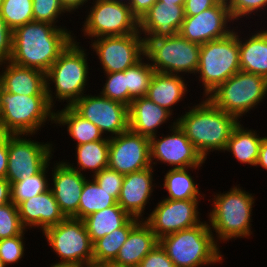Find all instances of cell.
<instances>
[{
    "label": "cell",
    "instance_id": "10",
    "mask_svg": "<svg viewBox=\"0 0 267 267\" xmlns=\"http://www.w3.org/2000/svg\"><path fill=\"white\" fill-rule=\"evenodd\" d=\"M43 233L61 263L93 267V243L83 220L68 217Z\"/></svg>",
    "mask_w": 267,
    "mask_h": 267
},
{
    "label": "cell",
    "instance_id": "46",
    "mask_svg": "<svg viewBox=\"0 0 267 267\" xmlns=\"http://www.w3.org/2000/svg\"><path fill=\"white\" fill-rule=\"evenodd\" d=\"M220 0H185L184 15L194 16L214 7Z\"/></svg>",
    "mask_w": 267,
    "mask_h": 267
},
{
    "label": "cell",
    "instance_id": "26",
    "mask_svg": "<svg viewBox=\"0 0 267 267\" xmlns=\"http://www.w3.org/2000/svg\"><path fill=\"white\" fill-rule=\"evenodd\" d=\"M186 86L180 75L155 72L146 97L172 114L170 108L182 99Z\"/></svg>",
    "mask_w": 267,
    "mask_h": 267
},
{
    "label": "cell",
    "instance_id": "19",
    "mask_svg": "<svg viewBox=\"0 0 267 267\" xmlns=\"http://www.w3.org/2000/svg\"><path fill=\"white\" fill-rule=\"evenodd\" d=\"M56 164L52 174L54 187L50 189L64 216L78 219L80 195L87 179L82 173L68 166L66 162L61 161Z\"/></svg>",
    "mask_w": 267,
    "mask_h": 267
},
{
    "label": "cell",
    "instance_id": "55",
    "mask_svg": "<svg viewBox=\"0 0 267 267\" xmlns=\"http://www.w3.org/2000/svg\"><path fill=\"white\" fill-rule=\"evenodd\" d=\"M0 267H6V265L0 260Z\"/></svg>",
    "mask_w": 267,
    "mask_h": 267
},
{
    "label": "cell",
    "instance_id": "41",
    "mask_svg": "<svg viewBox=\"0 0 267 267\" xmlns=\"http://www.w3.org/2000/svg\"><path fill=\"white\" fill-rule=\"evenodd\" d=\"M24 231L15 237L0 240V260L5 264L17 263L23 257Z\"/></svg>",
    "mask_w": 267,
    "mask_h": 267
},
{
    "label": "cell",
    "instance_id": "56",
    "mask_svg": "<svg viewBox=\"0 0 267 267\" xmlns=\"http://www.w3.org/2000/svg\"><path fill=\"white\" fill-rule=\"evenodd\" d=\"M129 1V2H128ZM126 1V5L130 7L131 0ZM128 2V3H127Z\"/></svg>",
    "mask_w": 267,
    "mask_h": 267
},
{
    "label": "cell",
    "instance_id": "53",
    "mask_svg": "<svg viewBox=\"0 0 267 267\" xmlns=\"http://www.w3.org/2000/svg\"><path fill=\"white\" fill-rule=\"evenodd\" d=\"M160 2L173 3L176 5H185V0H157Z\"/></svg>",
    "mask_w": 267,
    "mask_h": 267
},
{
    "label": "cell",
    "instance_id": "12",
    "mask_svg": "<svg viewBox=\"0 0 267 267\" xmlns=\"http://www.w3.org/2000/svg\"><path fill=\"white\" fill-rule=\"evenodd\" d=\"M20 136L21 134H8L6 179L10 184L37 174L52 157L51 144H41Z\"/></svg>",
    "mask_w": 267,
    "mask_h": 267
},
{
    "label": "cell",
    "instance_id": "32",
    "mask_svg": "<svg viewBox=\"0 0 267 267\" xmlns=\"http://www.w3.org/2000/svg\"><path fill=\"white\" fill-rule=\"evenodd\" d=\"M77 163L78 168L66 163L72 169L81 173L82 170L92 169L94 174L108 167L109 159V140H98L90 143L77 145ZM81 166V167H80Z\"/></svg>",
    "mask_w": 267,
    "mask_h": 267
},
{
    "label": "cell",
    "instance_id": "17",
    "mask_svg": "<svg viewBox=\"0 0 267 267\" xmlns=\"http://www.w3.org/2000/svg\"><path fill=\"white\" fill-rule=\"evenodd\" d=\"M233 18L226 0H220L214 7L194 16H185L179 34L190 42L199 45L211 40L221 39L232 33L226 27Z\"/></svg>",
    "mask_w": 267,
    "mask_h": 267
},
{
    "label": "cell",
    "instance_id": "42",
    "mask_svg": "<svg viewBox=\"0 0 267 267\" xmlns=\"http://www.w3.org/2000/svg\"><path fill=\"white\" fill-rule=\"evenodd\" d=\"M124 176L125 175L107 167L93 175V178L102 189H105L110 195L118 200Z\"/></svg>",
    "mask_w": 267,
    "mask_h": 267
},
{
    "label": "cell",
    "instance_id": "31",
    "mask_svg": "<svg viewBox=\"0 0 267 267\" xmlns=\"http://www.w3.org/2000/svg\"><path fill=\"white\" fill-rule=\"evenodd\" d=\"M139 220L132 217L123 227L113 230L93 243V267L111 263L116 258L119 249L128 238L130 230Z\"/></svg>",
    "mask_w": 267,
    "mask_h": 267
},
{
    "label": "cell",
    "instance_id": "11",
    "mask_svg": "<svg viewBox=\"0 0 267 267\" xmlns=\"http://www.w3.org/2000/svg\"><path fill=\"white\" fill-rule=\"evenodd\" d=\"M96 2V3H95ZM84 23V34L96 39L139 32V20L123 0H96Z\"/></svg>",
    "mask_w": 267,
    "mask_h": 267
},
{
    "label": "cell",
    "instance_id": "5",
    "mask_svg": "<svg viewBox=\"0 0 267 267\" xmlns=\"http://www.w3.org/2000/svg\"><path fill=\"white\" fill-rule=\"evenodd\" d=\"M78 45L73 40L45 73L46 93L52 107L54 98L49 81L55 85L56 99L67 100V106H72L84 94L89 68L85 51Z\"/></svg>",
    "mask_w": 267,
    "mask_h": 267
},
{
    "label": "cell",
    "instance_id": "1",
    "mask_svg": "<svg viewBox=\"0 0 267 267\" xmlns=\"http://www.w3.org/2000/svg\"><path fill=\"white\" fill-rule=\"evenodd\" d=\"M73 40L67 29L33 20L13 31L10 61L46 73Z\"/></svg>",
    "mask_w": 267,
    "mask_h": 267
},
{
    "label": "cell",
    "instance_id": "29",
    "mask_svg": "<svg viewBox=\"0 0 267 267\" xmlns=\"http://www.w3.org/2000/svg\"><path fill=\"white\" fill-rule=\"evenodd\" d=\"M54 123L67 125L69 135L77 141V145L90 143L98 140H110L109 137L103 138L100 129L80 116L71 106H67L55 113ZM108 138V139H107Z\"/></svg>",
    "mask_w": 267,
    "mask_h": 267
},
{
    "label": "cell",
    "instance_id": "52",
    "mask_svg": "<svg viewBox=\"0 0 267 267\" xmlns=\"http://www.w3.org/2000/svg\"><path fill=\"white\" fill-rule=\"evenodd\" d=\"M50 267H84V266H81V265H78V264H73V263H61V262H58L56 264H52V266Z\"/></svg>",
    "mask_w": 267,
    "mask_h": 267
},
{
    "label": "cell",
    "instance_id": "36",
    "mask_svg": "<svg viewBox=\"0 0 267 267\" xmlns=\"http://www.w3.org/2000/svg\"><path fill=\"white\" fill-rule=\"evenodd\" d=\"M141 59L134 66L125 70L128 89V107L133 99L147 95V91L155 70L150 63Z\"/></svg>",
    "mask_w": 267,
    "mask_h": 267
},
{
    "label": "cell",
    "instance_id": "49",
    "mask_svg": "<svg viewBox=\"0 0 267 267\" xmlns=\"http://www.w3.org/2000/svg\"><path fill=\"white\" fill-rule=\"evenodd\" d=\"M11 201V184L6 178H0V206Z\"/></svg>",
    "mask_w": 267,
    "mask_h": 267
},
{
    "label": "cell",
    "instance_id": "18",
    "mask_svg": "<svg viewBox=\"0 0 267 267\" xmlns=\"http://www.w3.org/2000/svg\"><path fill=\"white\" fill-rule=\"evenodd\" d=\"M172 134L157 139V135L150 138V162L157 159L163 163L178 168H199L205 159L196 150L180 127L173 123Z\"/></svg>",
    "mask_w": 267,
    "mask_h": 267
},
{
    "label": "cell",
    "instance_id": "45",
    "mask_svg": "<svg viewBox=\"0 0 267 267\" xmlns=\"http://www.w3.org/2000/svg\"><path fill=\"white\" fill-rule=\"evenodd\" d=\"M13 31L7 26L6 21L0 16V65L10 61L12 55Z\"/></svg>",
    "mask_w": 267,
    "mask_h": 267
},
{
    "label": "cell",
    "instance_id": "4",
    "mask_svg": "<svg viewBox=\"0 0 267 267\" xmlns=\"http://www.w3.org/2000/svg\"><path fill=\"white\" fill-rule=\"evenodd\" d=\"M48 96H25L0 90V132L35 134L47 119L54 121L55 112Z\"/></svg>",
    "mask_w": 267,
    "mask_h": 267
},
{
    "label": "cell",
    "instance_id": "23",
    "mask_svg": "<svg viewBox=\"0 0 267 267\" xmlns=\"http://www.w3.org/2000/svg\"><path fill=\"white\" fill-rule=\"evenodd\" d=\"M141 218L129 233L125 243L111 262L122 267H138L142 259L159 244L150 226Z\"/></svg>",
    "mask_w": 267,
    "mask_h": 267
},
{
    "label": "cell",
    "instance_id": "8",
    "mask_svg": "<svg viewBox=\"0 0 267 267\" xmlns=\"http://www.w3.org/2000/svg\"><path fill=\"white\" fill-rule=\"evenodd\" d=\"M238 33L211 40L200 46L199 66L196 73L204 85L205 96L224 83L240 69Z\"/></svg>",
    "mask_w": 267,
    "mask_h": 267
},
{
    "label": "cell",
    "instance_id": "14",
    "mask_svg": "<svg viewBox=\"0 0 267 267\" xmlns=\"http://www.w3.org/2000/svg\"><path fill=\"white\" fill-rule=\"evenodd\" d=\"M150 139L127 130L109 140L108 168L123 175L151 167Z\"/></svg>",
    "mask_w": 267,
    "mask_h": 267
},
{
    "label": "cell",
    "instance_id": "37",
    "mask_svg": "<svg viewBox=\"0 0 267 267\" xmlns=\"http://www.w3.org/2000/svg\"><path fill=\"white\" fill-rule=\"evenodd\" d=\"M0 16L6 21L7 26L14 31L34 20L33 2L32 0H3Z\"/></svg>",
    "mask_w": 267,
    "mask_h": 267
},
{
    "label": "cell",
    "instance_id": "51",
    "mask_svg": "<svg viewBox=\"0 0 267 267\" xmlns=\"http://www.w3.org/2000/svg\"><path fill=\"white\" fill-rule=\"evenodd\" d=\"M61 4L65 8L67 12H72V10L77 9L81 5L83 6L84 3L88 2V0H60Z\"/></svg>",
    "mask_w": 267,
    "mask_h": 267
},
{
    "label": "cell",
    "instance_id": "48",
    "mask_svg": "<svg viewBox=\"0 0 267 267\" xmlns=\"http://www.w3.org/2000/svg\"><path fill=\"white\" fill-rule=\"evenodd\" d=\"M156 1L157 0H131L130 9L133 15L140 20Z\"/></svg>",
    "mask_w": 267,
    "mask_h": 267
},
{
    "label": "cell",
    "instance_id": "43",
    "mask_svg": "<svg viewBox=\"0 0 267 267\" xmlns=\"http://www.w3.org/2000/svg\"><path fill=\"white\" fill-rule=\"evenodd\" d=\"M233 20L267 7V0H226Z\"/></svg>",
    "mask_w": 267,
    "mask_h": 267
},
{
    "label": "cell",
    "instance_id": "6",
    "mask_svg": "<svg viewBox=\"0 0 267 267\" xmlns=\"http://www.w3.org/2000/svg\"><path fill=\"white\" fill-rule=\"evenodd\" d=\"M212 211L209 214L210 229L223 241L251 235V212L254 199L252 194L236 186L230 191L214 196Z\"/></svg>",
    "mask_w": 267,
    "mask_h": 267
},
{
    "label": "cell",
    "instance_id": "50",
    "mask_svg": "<svg viewBox=\"0 0 267 267\" xmlns=\"http://www.w3.org/2000/svg\"><path fill=\"white\" fill-rule=\"evenodd\" d=\"M258 165L267 170V137H262L260 152L255 166Z\"/></svg>",
    "mask_w": 267,
    "mask_h": 267
},
{
    "label": "cell",
    "instance_id": "9",
    "mask_svg": "<svg viewBox=\"0 0 267 267\" xmlns=\"http://www.w3.org/2000/svg\"><path fill=\"white\" fill-rule=\"evenodd\" d=\"M200 46L179 33L168 38L144 37V56L152 61L150 64L155 72L195 74L199 66Z\"/></svg>",
    "mask_w": 267,
    "mask_h": 267
},
{
    "label": "cell",
    "instance_id": "7",
    "mask_svg": "<svg viewBox=\"0 0 267 267\" xmlns=\"http://www.w3.org/2000/svg\"><path fill=\"white\" fill-rule=\"evenodd\" d=\"M209 94L206 97L215 107L239 119L262 102L267 94V79L239 71Z\"/></svg>",
    "mask_w": 267,
    "mask_h": 267
},
{
    "label": "cell",
    "instance_id": "33",
    "mask_svg": "<svg viewBox=\"0 0 267 267\" xmlns=\"http://www.w3.org/2000/svg\"><path fill=\"white\" fill-rule=\"evenodd\" d=\"M118 204L117 200L94 180H86L80 195L78 207V219L83 220L87 216Z\"/></svg>",
    "mask_w": 267,
    "mask_h": 267
},
{
    "label": "cell",
    "instance_id": "34",
    "mask_svg": "<svg viewBox=\"0 0 267 267\" xmlns=\"http://www.w3.org/2000/svg\"><path fill=\"white\" fill-rule=\"evenodd\" d=\"M188 168H171L164 176V187L168 190L170 200L199 199V188L188 174Z\"/></svg>",
    "mask_w": 267,
    "mask_h": 267
},
{
    "label": "cell",
    "instance_id": "24",
    "mask_svg": "<svg viewBox=\"0 0 267 267\" xmlns=\"http://www.w3.org/2000/svg\"><path fill=\"white\" fill-rule=\"evenodd\" d=\"M1 73L2 89L8 93L25 96H47L45 73L14 64L11 61Z\"/></svg>",
    "mask_w": 267,
    "mask_h": 267
},
{
    "label": "cell",
    "instance_id": "21",
    "mask_svg": "<svg viewBox=\"0 0 267 267\" xmlns=\"http://www.w3.org/2000/svg\"><path fill=\"white\" fill-rule=\"evenodd\" d=\"M17 208L21 224L25 229L28 226H40L44 232L66 218L60 211L51 189L21 202Z\"/></svg>",
    "mask_w": 267,
    "mask_h": 267
},
{
    "label": "cell",
    "instance_id": "20",
    "mask_svg": "<svg viewBox=\"0 0 267 267\" xmlns=\"http://www.w3.org/2000/svg\"><path fill=\"white\" fill-rule=\"evenodd\" d=\"M184 17V5L156 1L139 20V32L146 38L172 37L179 32Z\"/></svg>",
    "mask_w": 267,
    "mask_h": 267
},
{
    "label": "cell",
    "instance_id": "16",
    "mask_svg": "<svg viewBox=\"0 0 267 267\" xmlns=\"http://www.w3.org/2000/svg\"><path fill=\"white\" fill-rule=\"evenodd\" d=\"M198 200L163 199L145 222L158 239L180 230L195 227L202 223L198 217Z\"/></svg>",
    "mask_w": 267,
    "mask_h": 267
},
{
    "label": "cell",
    "instance_id": "13",
    "mask_svg": "<svg viewBox=\"0 0 267 267\" xmlns=\"http://www.w3.org/2000/svg\"><path fill=\"white\" fill-rule=\"evenodd\" d=\"M140 33L97 38L91 44L99 56L104 72H122L139 62L144 56V38Z\"/></svg>",
    "mask_w": 267,
    "mask_h": 267
},
{
    "label": "cell",
    "instance_id": "40",
    "mask_svg": "<svg viewBox=\"0 0 267 267\" xmlns=\"http://www.w3.org/2000/svg\"><path fill=\"white\" fill-rule=\"evenodd\" d=\"M34 21L54 24L56 19L66 10L60 0H32Z\"/></svg>",
    "mask_w": 267,
    "mask_h": 267
},
{
    "label": "cell",
    "instance_id": "25",
    "mask_svg": "<svg viewBox=\"0 0 267 267\" xmlns=\"http://www.w3.org/2000/svg\"><path fill=\"white\" fill-rule=\"evenodd\" d=\"M128 113L129 130L149 139L156 136V129L172 115L146 96L133 99Z\"/></svg>",
    "mask_w": 267,
    "mask_h": 267
},
{
    "label": "cell",
    "instance_id": "35",
    "mask_svg": "<svg viewBox=\"0 0 267 267\" xmlns=\"http://www.w3.org/2000/svg\"><path fill=\"white\" fill-rule=\"evenodd\" d=\"M48 162L37 174L29 178H22L20 181L11 183V201L16 206L40 193L49 190L46 173L49 166Z\"/></svg>",
    "mask_w": 267,
    "mask_h": 267
},
{
    "label": "cell",
    "instance_id": "47",
    "mask_svg": "<svg viewBox=\"0 0 267 267\" xmlns=\"http://www.w3.org/2000/svg\"><path fill=\"white\" fill-rule=\"evenodd\" d=\"M8 163V134L0 132V178H6Z\"/></svg>",
    "mask_w": 267,
    "mask_h": 267
},
{
    "label": "cell",
    "instance_id": "28",
    "mask_svg": "<svg viewBox=\"0 0 267 267\" xmlns=\"http://www.w3.org/2000/svg\"><path fill=\"white\" fill-rule=\"evenodd\" d=\"M131 218L119 204H116L87 216L83 222L91 242L94 243L113 230L123 227Z\"/></svg>",
    "mask_w": 267,
    "mask_h": 267
},
{
    "label": "cell",
    "instance_id": "54",
    "mask_svg": "<svg viewBox=\"0 0 267 267\" xmlns=\"http://www.w3.org/2000/svg\"><path fill=\"white\" fill-rule=\"evenodd\" d=\"M100 267H122V266H117V265H114L112 263H108V264H104V265H102Z\"/></svg>",
    "mask_w": 267,
    "mask_h": 267
},
{
    "label": "cell",
    "instance_id": "38",
    "mask_svg": "<svg viewBox=\"0 0 267 267\" xmlns=\"http://www.w3.org/2000/svg\"><path fill=\"white\" fill-rule=\"evenodd\" d=\"M26 231L22 226L17 206L9 202L0 206V240L12 238Z\"/></svg>",
    "mask_w": 267,
    "mask_h": 267
},
{
    "label": "cell",
    "instance_id": "57",
    "mask_svg": "<svg viewBox=\"0 0 267 267\" xmlns=\"http://www.w3.org/2000/svg\"><path fill=\"white\" fill-rule=\"evenodd\" d=\"M1 75V74H0ZM2 89L1 77H0V90Z\"/></svg>",
    "mask_w": 267,
    "mask_h": 267
},
{
    "label": "cell",
    "instance_id": "27",
    "mask_svg": "<svg viewBox=\"0 0 267 267\" xmlns=\"http://www.w3.org/2000/svg\"><path fill=\"white\" fill-rule=\"evenodd\" d=\"M240 69L267 79V30L259 31L244 42L238 36Z\"/></svg>",
    "mask_w": 267,
    "mask_h": 267
},
{
    "label": "cell",
    "instance_id": "2",
    "mask_svg": "<svg viewBox=\"0 0 267 267\" xmlns=\"http://www.w3.org/2000/svg\"><path fill=\"white\" fill-rule=\"evenodd\" d=\"M205 99L176 121L204 159L211 150H225L233 129L240 122Z\"/></svg>",
    "mask_w": 267,
    "mask_h": 267
},
{
    "label": "cell",
    "instance_id": "22",
    "mask_svg": "<svg viewBox=\"0 0 267 267\" xmlns=\"http://www.w3.org/2000/svg\"><path fill=\"white\" fill-rule=\"evenodd\" d=\"M152 167L124 176L117 202L131 217H142L145 205L153 192Z\"/></svg>",
    "mask_w": 267,
    "mask_h": 267
},
{
    "label": "cell",
    "instance_id": "3",
    "mask_svg": "<svg viewBox=\"0 0 267 267\" xmlns=\"http://www.w3.org/2000/svg\"><path fill=\"white\" fill-rule=\"evenodd\" d=\"M206 222L163 236L159 244L175 267H199L222 261L212 229Z\"/></svg>",
    "mask_w": 267,
    "mask_h": 267
},
{
    "label": "cell",
    "instance_id": "30",
    "mask_svg": "<svg viewBox=\"0 0 267 267\" xmlns=\"http://www.w3.org/2000/svg\"><path fill=\"white\" fill-rule=\"evenodd\" d=\"M262 137L239 124L233 129L224 151L232 152L240 163L256 165Z\"/></svg>",
    "mask_w": 267,
    "mask_h": 267
},
{
    "label": "cell",
    "instance_id": "15",
    "mask_svg": "<svg viewBox=\"0 0 267 267\" xmlns=\"http://www.w3.org/2000/svg\"><path fill=\"white\" fill-rule=\"evenodd\" d=\"M71 107L96 125L102 133L111 132L112 136H117L129 129L128 106L121 102L102 95H83Z\"/></svg>",
    "mask_w": 267,
    "mask_h": 267
},
{
    "label": "cell",
    "instance_id": "39",
    "mask_svg": "<svg viewBox=\"0 0 267 267\" xmlns=\"http://www.w3.org/2000/svg\"><path fill=\"white\" fill-rule=\"evenodd\" d=\"M107 76L108 79H106V83L100 94L108 99L121 102L128 106V89L125 71L108 73Z\"/></svg>",
    "mask_w": 267,
    "mask_h": 267
},
{
    "label": "cell",
    "instance_id": "44",
    "mask_svg": "<svg viewBox=\"0 0 267 267\" xmlns=\"http://www.w3.org/2000/svg\"><path fill=\"white\" fill-rule=\"evenodd\" d=\"M138 267H175L164 248L158 244L140 262Z\"/></svg>",
    "mask_w": 267,
    "mask_h": 267
}]
</instances>
